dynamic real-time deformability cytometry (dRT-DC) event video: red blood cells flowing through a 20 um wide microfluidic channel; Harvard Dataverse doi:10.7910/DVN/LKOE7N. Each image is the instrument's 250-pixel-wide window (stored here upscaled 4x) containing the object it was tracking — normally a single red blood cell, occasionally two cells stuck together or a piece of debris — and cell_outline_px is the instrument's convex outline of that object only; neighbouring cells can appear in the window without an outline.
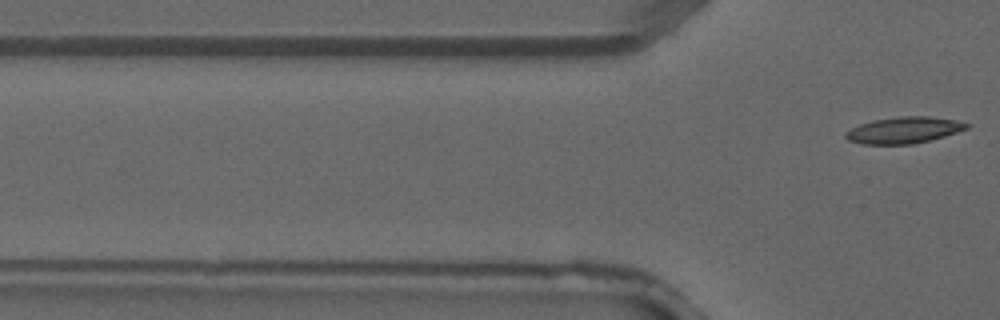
{"species": "common noctule bat (a hibernating species)", "species_latin": "Nyctalus noctula", "temperature_condition": "warm", "stored_images_in_passage": 2, "camera_frame_rate_fps": 3000, "um_per_image_px": 0.085, "animal": {"sex": "male", "forearm_length_mm": 52.5}, "frame": {"image": 1, "passage_image": 2, "time_ms": 0.333, "image_size_px": [1000, 320], "cell_outline_px": [[972, 124], [968, 128], [944, 136], [912, 144], [860, 144], [848, 140], [844, 136], [844, 132], [860, 124], [872, 120], [900, 116], [928, 116], [956, 120]], "centroid_in_image_um": [76.81, 11.05], "position_along_channel_um": 49.0, "area_um2": 18.61}}